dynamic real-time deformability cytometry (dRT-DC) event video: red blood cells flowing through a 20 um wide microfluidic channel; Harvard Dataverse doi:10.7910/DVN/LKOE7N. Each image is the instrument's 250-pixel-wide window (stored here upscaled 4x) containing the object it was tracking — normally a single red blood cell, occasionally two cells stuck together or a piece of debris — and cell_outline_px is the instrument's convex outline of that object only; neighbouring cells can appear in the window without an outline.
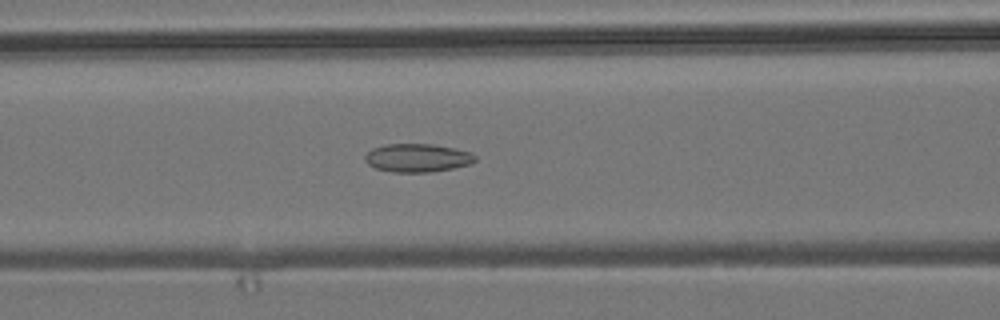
{"species": "common noctule bat (a hibernating species)", "species_latin": "Nyctalus noctula", "temperature_condition": "room temperature", "stored_images_in_passage": 51, "camera_frame_rate_fps": 3000, "um_per_image_px": 0.085, "animal": {"sex": "male", "body_mass_g": 19.2, "forearm_length_mm": 51.8}, "frame": {"image": 1, "passage_image": 19, "time_ms": 6.0, "image_size_px": [1000, 320], "cell_outline_px": [[476, 160], [472, 164], [432, 172], [392, 172], [376, 168], [368, 164], [364, 160], [364, 156], [372, 148], [384, 144], [432, 144], [472, 152], [476, 156]], "centroid_in_image_um": [35.48, 13.42], "position_along_channel_um": 131.1, "area_um2": 18.26}}
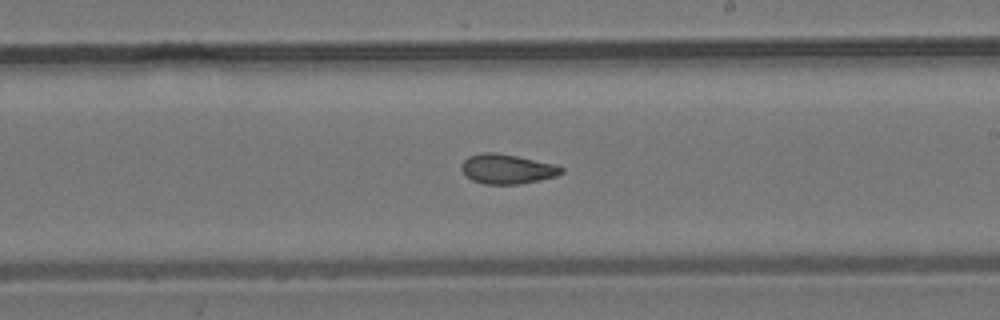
{"frame": {"image": 2, "passage_image": 28, "time_ms": 9.0, "image_size_px": [1000, 320], "cell_outline_px": [[564, 172], [556, 176], [540, 180], [520, 184], [484, 184], [472, 180], [464, 176], [460, 168], [460, 164], [468, 156], [480, 152], [496, 152], [556, 164], [564, 168]], "centroid_in_image_um": [43.07, 14.36], "position_along_channel_um": 245.9, "area_um2": 17.57}}
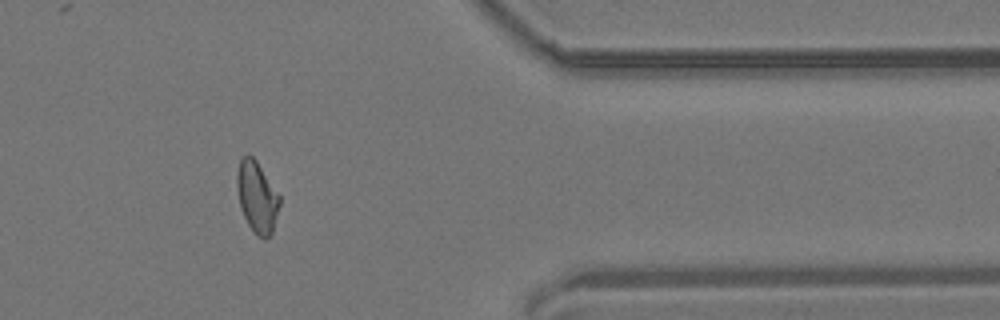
{"frame": {"image": 3, "passage_image": 41, "time_ms": 13.333, "image_size_px": [1000, 320], "cell_outline_px": [[280, 204], [272, 232], [264, 240], [256, 236], [248, 224], [240, 208], [236, 184], [236, 172], [240, 160], [244, 156], [252, 156], [256, 160], [280, 196]], "centroid_in_image_um": [21.83, 16.76], "position_along_channel_um": 389.6, "area_um2": 17.63}, "authors_computed_cell_mechanics": {"area_um2": 17.6868, "velocity_mm_per_s": 3.8256, "shape_relaxation_time_tau1_ms": null, "shape_relaxation_time_tau2_ms": 2.1086, "deformation_change_tau1": null, "deformation_change_tau2": 0.0882}}